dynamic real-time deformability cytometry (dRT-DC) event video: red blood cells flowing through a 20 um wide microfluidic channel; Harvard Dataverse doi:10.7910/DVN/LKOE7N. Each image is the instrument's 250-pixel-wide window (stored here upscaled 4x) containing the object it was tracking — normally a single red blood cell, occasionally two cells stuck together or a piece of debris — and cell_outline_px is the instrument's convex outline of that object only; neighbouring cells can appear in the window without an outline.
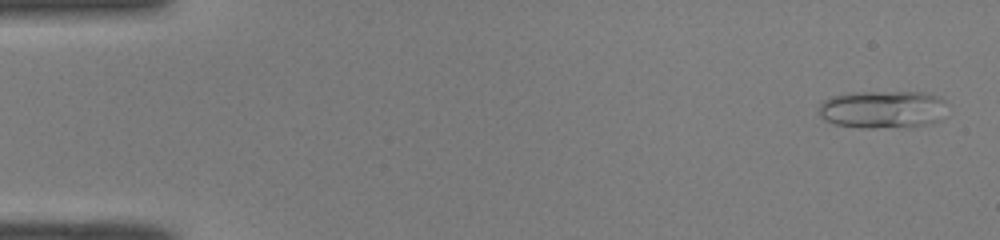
{"species": "common noctule bat (a hibernating species)", "species_latin": "Nyctalus noctula", "temperature_condition": "room temperature", "stored_images_in_passage": 50, "camera_frame_rate_fps": 3000, "um_per_image_px": 0.085, "animal": {"sex": "male", "body_mass_g": 19.0, "forearm_length_mm": 50.8}, "frame": {"image": 1, "passage_image": 2, "time_ms": 0.333, "image_size_px": [1000, 240], "cell_outline_px": [[944, 100], [940, 120], [932, 124], [912, 128], [856, 128], [836, 124], [824, 120], [820, 116], [816, 108], [824, 100], [832, 96], [848, 92], [924, 92], [940, 96]], "centroid_in_image_um": [74.99, 9.32], "position_along_channel_um": 10.0, "area_um2": 28.9}}
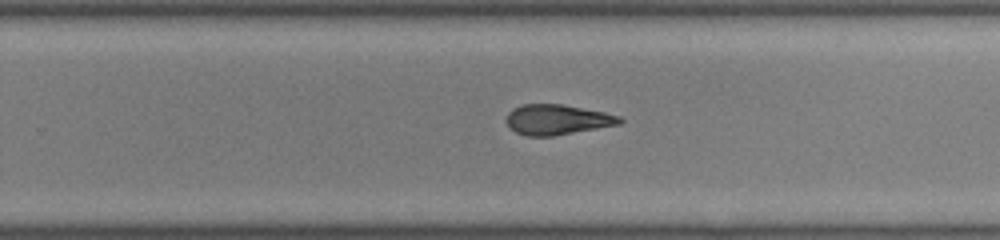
{"frame": {"image": 2, "passage_image": 32, "time_ms": 10.333, "image_size_px": [1000, 240], "cell_outline_px": [[624, 120], [620, 124], [552, 136], [524, 136], [508, 128], [504, 120], [508, 112], [512, 108], [524, 104], [564, 104], [604, 112], [620, 116]], "centroid_in_image_um": [47.31, 10.16], "position_along_channel_um": 282.5, "area_um2": 20.17}}
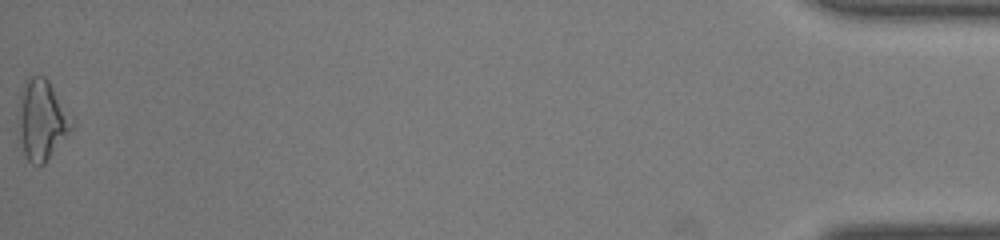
{"frame": {"image": 3, "passage_image": 50, "time_ms": 16.333, "image_size_px": [1000, 240], "cell_outline_px": [[72, 128], [44, 164], [32, 164], [28, 160], [24, 152], [20, 140], [16, 120], [16, 116], [20, 92], [28, 76], [44, 76], [48, 80], [72, 120]], "centroid_in_image_um": [3.48, 10.18], "position_along_channel_um": 431.7, "area_um2": 24.68}, "authors_computed_cell_mechanics": {"area_um2": 21.0103, "velocity_mm_per_s": 4.0858, "shape_relaxation_time_tau1_ms": 9.0213, "shape_relaxation_time_tau2_ms": 3.4123, "deformation_change_tau1": 0.242, "deformation_change_tau2": 0.1352}}